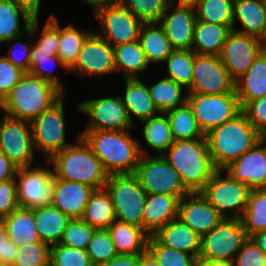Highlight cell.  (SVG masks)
Listing matches in <instances>:
<instances>
[{
    "mask_svg": "<svg viewBox=\"0 0 266 266\" xmlns=\"http://www.w3.org/2000/svg\"><path fill=\"white\" fill-rule=\"evenodd\" d=\"M79 136L109 175L134 173L141 155H148L126 131L84 130Z\"/></svg>",
    "mask_w": 266,
    "mask_h": 266,
    "instance_id": "obj_1",
    "label": "cell"
},
{
    "mask_svg": "<svg viewBox=\"0 0 266 266\" xmlns=\"http://www.w3.org/2000/svg\"><path fill=\"white\" fill-rule=\"evenodd\" d=\"M205 137L212 163L221 170L263 139L243 112L214 128Z\"/></svg>",
    "mask_w": 266,
    "mask_h": 266,
    "instance_id": "obj_2",
    "label": "cell"
},
{
    "mask_svg": "<svg viewBox=\"0 0 266 266\" xmlns=\"http://www.w3.org/2000/svg\"><path fill=\"white\" fill-rule=\"evenodd\" d=\"M163 157L178 172L182 184L190 193L200 192L217 170L206 138L174 141Z\"/></svg>",
    "mask_w": 266,
    "mask_h": 266,
    "instance_id": "obj_3",
    "label": "cell"
},
{
    "mask_svg": "<svg viewBox=\"0 0 266 266\" xmlns=\"http://www.w3.org/2000/svg\"><path fill=\"white\" fill-rule=\"evenodd\" d=\"M64 92L51 83L25 73L1 103L4 114L31 122L56 103Z\"/></svg>",
    "mask_w": 266,
    "mask_h": 266,
    "instance_id": "obj_4",
    "label": "cell"
},
{
    "mask_svg": "<svg viewBox=\"0 0 266 266\" xmlns=\"http://www.w3.org/2000/svg\"><path fill=\"white\" fill-rule=\"evenodd\" d=\"M55 178L86 184L95 190L105 188L109 174L91 148L79 136L76 145H69L49 160Z\"/></svg>",
    "mask_w": 266,
    "mask_h": 266,
    "instance_id": "obj_5",
    "label": "cell"
},
{
    "mask_svg": "<svg viewBox=\"0 0 266 266\" xmlns=\"http://www.w3.org/2000/svg\"><path fill=\"white\" fill-rule=\"evenodd\" d=\"M105 188L110 193L118 221L142 228L147 193L134 173L110 174Z\"/></svg>",
    "mask_w": 266,
    "mask_h": 266,
    "instance_id": "obj_6",
    "label": "cell"
},
{
    "mask_svg": "<svg viewBox=\"0 0 266 266\" xmlns=\"http://www.w3.org/2000/svg\"><path fill=\"white\" fill-rule=\"evenodd\" d=\"M221 173L222 170L217 169L200 193L222 217L241 219L251 189L246 183L234 180L228 174L223 178ZM229 210L234 212L230 216L227 215Z\"/></svg>",
    "mask_w": 266,
    "mask_h": 266,
    "instance_id": "obj_7",
    "label": "cell"
},
{
    "mask_svg": "<svg viewBox=\"0 0 266 266\" xmlns=\"http://www.w3.org/2000/svg\"><path fill=\"white\" fill-rule=\"evenodd\" d=\"M134 174L147 194L174 195L181 200L190 193L163 155H141Z\"/></svg>",
    "mask_w": 266,
    "mask_h": 266,
    "instance_id": "obj_8",
    "label": "cell"
},
{
    "mask_svg": "<svg viewBox=\"0 0 266 266\" xmlns=\"http://www.w3.org/2000/svg\"><path fill=\"white\" fill-rule=\"evenodd\" d=\"M187 102L204 135L242 112L236 93L206 95L188 92Z\"/></svg>",
    "mask_w": 266,
    "mask_h": 266,
    "instance_id": "obj_9",
    "label": "cell"
},
{
    "mask_svg": "<svg viewBox=\"0 0 266 266\" xmlns=\"http://www.w3.org/2000/svg\"><path fill=\"white\" fill-rule=\"evenodd\" d=\"M247 239L241 219L224 218L214 229L201 237L199 258L205 261L233 262Z\"/></svg>",
    "mask_w": 266,
    "mask_h": 266,
    "instance_id": "obj_10",
    "label": "cell"
},
{
    "mask_svg": "<svg viewBox=\"0 0 266 266\" xmlns=\"http://www.w3.org/2000/svg\"><path fill=\"white\" fill-rule=\"evenodd\" d=\"M64 95L49 109L30 122L34 149L42 151L48 161L71 143H65Z\"/></svg>",
    "mask_w": 266,
    "mask_h": 266,
    "instance_id": "obj_11",
    "label": "cell"
},
{
    "mask_svg": "<svg viewBox=\"0 0 266 266\" xmlns=\"http://www.w3.org/2000/svg\"><path fill=\"white\" fill-rule=\"evenodd\" d=\"M77 109L90 116L91 121L85 130L126 131L135 127L121 95L86 99L77 104Z\"/></svg>",
    "mask_w": 266,
    "mask_h": 266,
    "instance_id": "obj_12",
    "label": "cell"
},
{
    "mask_svg": "<svg viewBox=\"0 0 266 266\" xmlns=\"http://www.w3.org/2000/svg\"><path fill=\"white\" fill-rule=\"evenodd\" d=\"M30 122L0 116V152L4 153L17 168L31 167L34 158Z\"/></svg>",
    "mask_w": 266,
    "mask_h": 266,
    "instance_id": "obj_13",
    "label": "cell"
},
{
    "mask_svg": "<svg viewBox=\"0 0 266 266\" xmlns=\"http://www.w3.org/2000/svg\"><path fill=\"white\" fill-rule=\"evenodd\" d=\"M15 180L19 207L33 209L52 205L53 170L44 167L18 168Z\"/></svg>",
    "mask_w": 266,
    "mask_h": 266,
    "instance_id": "obj_14",
    "label": "cell"
},
{
    "mask_svg": "<svg viewBox=\"0 0 266 266\" xmlns=\"http://www.w3.org/2000/svg\"><path fill=\"white\" fill-rule=\"evenodd\" d=\"M187 91L206 95L236 93L235 82L219 56L195 53L192 84Z\"/></svg>",
    "mask_w": 266,
    "mask_h": 266,
    "instance_id": "obj_15",
    "label": "cell"
},
{
    "mask_svg": "<svg viewBox=\"0 0 266 266\" xmlns=\"http://www.w3.org/2000/svg\"><path fill=\"white\" fill-rule=\"evenodd\" d=\"M95 15L102 27L98 35L112 47L138 41L144 23L122 4L98 9Z\"/></svg>",
    "mask_w": 266,
    "mask_h": 266,
    "instance_id": "obj_16",
    "label": "cell"
},
{
    "mask_svg": "<svg viewBox=\"0 0 266 266\" xmlns=\"http://www.w3.org/2000/svg\"><path fill=\"white\" fill-rule=\"evenodd\" d=\"M262 51L260 39L232 30L223 44L219 57L230 78L236 82L248 71Z\"/></svg>",
    "mask_w": 266,
    "mask_h": 266,
    "instance_id": "obj_17",
    "label": "cell"
},
{
    "mask_svg": "<svg viewBox=\"0 0 266 266\" xmlns=\"http://www.w3.org/2000/svg\"><path fill=\"white\" fill-rule=\"evenodd\" d=\"M69 72H76L83 76H102L116 72L113 47L98 33H91Z\"/></svg>",
    "mask_w": 266,
    "mask_h": 266,
    "instance_id": "obj_18",
    "label": "cell"
},
{
    "mask_svg": "<svg viewBox=\"0 0 266 266\" xmlns=\"http://www.w3.org/2000/svg\"><path fill=\"white\" fill-rule=\"evenodd\" d=\"M222 171H227L232 179L246 183L251 190L266 189V141L260 140Z\"/></svg>",
    "mask_w": 266,
    "mask_h": 266,
    "instance_id": "obj_19",
    "label": "cell"
},
{
    "mask_svg": "<svg viewBox=\"0 0 266 266\" xmlns=\"http://www.w3.org/2000/svg\"><path fill=\"white\" fill-rule=\"evenodd\" d=\"M169 10H173L169 14ZM195 8L170 3L158 22L164 29L173 50H192Z\"/></svg>",
    "mask_w": 266,
    "mask_h": 266,
    "instance_id": "obj_20",
    "label": "cell"
},
{
    "mask_svg": "<svg viewBox=\"0 0 266 266\" xmlns=\"http://www.w3.org/2000/svg\"><path fill=\"white\" fill-rule=\"evenodd\" d=\"M178 218L201 237L224 219L200 192L189 193L180 200Z\"/></svg>",
    "mask_w": 266,
    "mask_h": 266,
    "instance_id": "obj_21",
    "label": "cell"
},
{
    "mask_svg": "<svg viewBox=\"0 0 266 266\" xmlns=\"http://www.w3.org/2000/svg\"><path fill=\"white\" fill-rule=\"evenodd\" d=\"M94 188L54 177L52 205L70 219H81Z\"/></svg>",
    "mask_w": 266,
    "mask_h": 266,
    "instance_id": "obj_22",
    "label": "cell"
},
{
    "mask_svg": "<svg viewBox=\"0 0 266 266\" xmlns=\"http://www.w3.org/2000/svg\"><path fill=\"white\" fill-rule=\"evenodd\" d=\"M180 199L168 194H147L142 218V228L153 236L168 222L178 218Z\"/></svg>",
    "mask_w": 266,
    "mask_h": 266,
    "instance_id": "obj_23",
    "label": "cell"
},
{
    "mask_svg": "<svg viewBox=\"0 0 266 266\" xmlns=\"http://www.w3.org/2000/svg\"><path fill=\"white\" fill-rule=\"evenodd\" d=\"M153 237L162 245L199 258L201 236L180 220V218L168 222Z\"/></svg>",
    "mask_w": 266,
    "mask_h": 266,
    "instance_id": "obj_24",
    "label": "cell"
},
{
    "mask_svg": "<svg viewBox=\"0 0 266 266\" xmlns=\"http://www.w3.org/2000/svg\"><path fill=\"white\" fill-rule=\"evenodd\" d=\"M237 22L244 29H236ZM233 30L262 40L266 30V0H234Z\"/></svg>",
    "mask_w": 266,
    "mask_h": 266,
    "instance_id": "obj_25",
    "label": "cell"
},
{
    "mask_svg": "<svg viewBox=\"0 0 266 266\" xmlns=\"http://www.w3.org/2000/svg\"><path fill=\"white\" fill-rule=\"evenodd\" d=\"M233 26L196 20L192 51L197 55L220 56L223 44Z\"/></svg>",
    "mask_w": 266,
    "mask_h": 266,
    "instance_id": "obj_26",
    "label": "cell"
},
{
    "mask_svg": "<svg viewBox=\"0 0 266 266\" xmlns=\"http://www.w3.org/2000/svg\"><path fill=\"white\" fill-rule=\"evenodd\" d=\"M235 91L243 108L266 95V51H262L248 71L235 82Z\"/></svg>",
    "mask_w": 266,
    "mask_h": 266,
    "instance_id": "obj_27",
    "label": "cell"
},
{
    "mask_svg": "<svg viewBox=\"0 0 266 266\" xmlns=\"http://www.w3.org/2000/svg\"><path fill=\"white\" fill-rule=\"evenodd\" d=\"M33 215L41 242L59 244L71 219L53 205L33 208Z\"/></svg>",
    "mask_w": 266,
    "mask_h": 266,
    "instance_id": "obj_28",
    "label": "cell"
},
{
    "mask_svg": "<svg viewBox=\"0 0 266 266\" xmlns=\"http://www.w3.org/2000/svg\"><path fill=\"white\" fill-rule=\"evenodd\" d=\"M108 231L118 254L135 255L147 250L150 235L137 225L115 220Z\"/></svg>",
    "mask_w": 266,
    "mask_h": 266,
    "instance_id": "obj_29",
    "label": "cell"
},
{
    "mask_svg": "<svg viewBox=\"0 0 266 266\" xmlns=\"http://www.w3.org/2000/svg\"><path fill=\"white\" fill-rule=\"evenodd\" d=\"M125 82L126 88L122 100L130 121L135 124L131 114L135 115L140 121L157 116L159 111L149 95L148 87L139 78L125 79Z\"/></svg>",
    "mask_w": 266,
    "mask_h": 266,
    "instance_id": "obj_30",
    "label": "cell"
},
{
    "mask_svg": "<svg viewBox=\"0 0 266 266\" xmlns=\"http://www.w3.org/2000/svg\"><path fill=\"white\" fill-rule=\"evenodd\" d=\"M9 239L17 246L41 242L36 229L33 209L17 208L10 215L4 216Z\"/></svg>",
    "mask_w": 266,
    "mask_h": 266,
    "instance_id": "obj_31",
    "label": "cell"
},
{
    "mask_svg": "<svg viewBox=\"0 0 266 266\" xmlns=\"http://www.w3.org/2000/svg\"><path fill=\"white\" fill-rule=\"evenodd\" d=\"M81 219L96 230L108 229L117 220L112 197L106 188L94 190Z\"/></svg>",
    "mask_w": 266,
    "mask_h": 266,
    "instance_id": "obj_32",
    "label": "cell"
},
{
    "mask_svg": "<svg viewBox=\"0 0 266 266\" xmlns=\"http://www.w3.org/2000/svg\"><path fill=\"white\" fill-rule=\"evenodd\" d=\"M147 62H161L172 53L173 48L159 23H144L138 39Z\"/></svg>",
    "mask_w": 266,
    "mask_h": 266,
    "instance_id": "obj_33",
    "label": "cell"
},
{
    "mask_svg": "<svg viewBox=\"0 0 266 266\" xmlns=\"http://www.w3.org/2000/svg\"><path fill=\"white\" fill-rule=\"evenodd\" d=\"M113 50L115 69L123 72L124 79L139 78L137 73L149 67L139 41L115 46Z\"/></svg>",
    "mask_w": 266,
    "mask_h": 266,
    "instance_id": "obj_34",
    "label": "cell"
},
{
    "mask_svg": "<svg viewBox=\"0 0 266 266\" xmlns=\"http://www.w3.org/2000/svg\"><path fill=\"white\" fill-rule=\"evenodd\" d=\"M20 16L26 31L33 18L15 0H0V44L23 34Z\"/></svg>",
    "mask_w": 266,
    "mask_h": 266,
    "instance_id": "obj_35",
    "label": "cell"
},
{
    "mask_svg": "<svg viewBox=\"0 0 266 266\" xmlns=\"http://www.w3.org/2000/svg\"><path fill=\"white\" fill-rule=\"evenodd\" d=\"M174 141L206 138L194 116L192 107L186 102L166 112Z\"/></svg>",
    "mask_w": 266,
    "mask_h": 266,
    "instance_id": "obj_36",
    "label": "cell"
},
{
    "mask_svg": "<svg viewBox=\"0 0 266 266\" xmlns=\"http://www.w3.org/2000/svg\"><path fill=\"white\" fill-rule=\"evenodd\" d=\"M144 123L143 136L147 145L157 150L156 155H163L173 144L171 125L166 113L141 121Z\"/></svg>",
    "mask_w": 266,
    "mask_h": 266,
    "instance_id": "obj_37",
    "label": "cell"
},
{
    "mask_svg": "<svg viewBox=\"0 0 266 266\" xmlns=\"http://www.w3.org/2000/svg\"><path fill=\"white\" fill-rule=\"evenodd\" d=\"M148 89L159 113H166L187 102V96H182L184 87L168 77L159 80Z\"/></svg>",
    "mask_w": 266,
    "mask_h": 266,
    "instance_id": "obj_38",
    "label": "cell"
},
{
    "mask_svg": "<svg viewBox=\"0 0 266 266\" xmlns=\"http://www.w3.org/2000/svg\"><path fill=\"white\" fill-rule=\"evenodd\" d=\"M241 220L248 238L266 230V189L250 191Z\"/></svg>",
    "mask_w": 266,
    "mask_h": 266,
    "instance_id": "obj_39",
    "label": "cell"
},
{
    "mask_svg": "<svg viewBox=\"0 0 266 266\" xmlns=\"http://www.w3.org/2000/svg\"><path fill=\"white\" fill-rule=\"evenodd\" d=\"M30 28L33 36V46L31 48L30 57H43L50 55H57L58 43H59V23L55 15H51L44 28L42 34L38 40V19H33Z\"/></svg>",
    "mask_w": 266,
    "mask_h": 266,
    "instance_id": "obj_40",
    "label": "cell"
},
{
    "mask_svg": "<svg viewBox=\"0 0 266 266\" xmlns=\"http://www.w3.org/2000/svg\"><path fill=\"white\" fill-rule=\"evenodd\" d=\"M91 33L92 31H80L74 28L72 24H68L62 29L59 25L57 55L68 69L76 62L85 40Z\"/></svg>",
    "mask_w": 266,
    "mask_h": 266,
    "instance_id": "obj_41",
    "label": "cell"
},
{
    "mask_svg": "<svg viewBox=\"0 0 266 266\" xmlns=\"http://www.w3.org/2000/svg\"><path fill=\"white\" fill-rule=\"evenodd\" d=\"M234 0H200L195 6L196 18L203 22L233 26Z\"/></svg>",
    "mask_w": 266,
    "mask_h": 266,
    "instance_id": "obj_42",
    "label": "cell"
},
{
    "mask_svg": "<svg viewBox=\"0 0 266 266\" xmlns=\"http://www.w3.org/2000/svg\"><path fill=\"white\" fill-rule=\"evenodd\" d=\"M165 61L168 69L166 77L187 90L192 84L194 52L192 50H173Z\"/></svg>",
    "mask_w": 266,
    "mask_h": 266,
    "instance_id": "obj_43",
    "label": "cell"
},
{
    "mask_svg": "<svg viewBox=\"0 0 266 266\" xmlns=\"http://www.w3.org/2000/svg\"><path fill=\"white\" fill-rule=\"evenodd\" d=\"M87 253L93 266H101L118 255L108 229L95 230Z\"/></svg>",
    "mask_w": 266,
    "mask_h": 266,
    "instance_id": "obj_44",
    "label": "cell"
},
{
    "mask_svg": "<svg viewBox=\"0 0 266 266\" xmlns=\"http://www.w3.org/2000/svg\"><path fill=\"white\" fill-rule=\"evenodd\" d=\"M171 0H123L122 5L143 23H158Z\"/></svg>",
    "mask_w": 266,
    "mask_h": 266,
    "instance_id": "obj_45",
    "label": "cell"
},
{
    "mask_svg": "<svg viewBox=\"0 0 266 266\" xmlns=\"http://www.w3.org/2000/svg\"><path fill=\"white\" fill-rule=\"evenodd\" d=\"M147 250L155 257L159 266H192L196 257L160 244L149 237Z\"/></svg>",
    "mask_w": 266,
    "mask_h": 266,
    "instance_id": "obj_46",
    "label": "cell"
},
{
    "mask_svg": "<svg viewBox=\"0 0 266 266\" xmlns=\"http://www.w3.org/2000/svg\"><path fill=\"white\" fill-rule=\"evenodd\" d=\"M50 250L51 246L44 242L19 246L11 266H50Z\"/></svg>",
    "mask_w": 266,
    "mask_h": 266,
    "instance_id": "obj_47",
    "label": "cell"
},
{
    "mask_svg": "<svg viewBox=\"0 0 266 266\" xmlns=\"http://www.w3.org/2000/svg\"><path fill=\"white\" fill-rule=\"evenodd\" d=\"M50 266H93L87 250L61 243L51 246Z\"/></svg>",
    "mask_w": 266,
    "mask_h": 266,
    "instance_id": "obj_48",
    "label": "cell"
},
{
    "mask_svg": "<svg viewBox=\"0 0 266 266\" xmlns=\"http://www.w3.org/2000/svg\"><path fill=\"white\" fill-rule=\"evenodd\" d=\"M95 230L82 219H71L64 230L60 243L69 247L87 250Z\"/></svg>",
    "mask_w": 266,
    "mask_h": 266,
    "instance_id": "obj_49",
    "label": "cell"
},
{
    "mask_svg": "<svg viewBox=\"0 0 266 266\" xmlns=\"http://www.w3.org/2000/svg\"><path fill=\"white\" fill-rule=\"evenodd\" d=\"M30 70L29 74L39 77L40 79L47 81L54 85L57 89L61 92L63 90V85L60 84L59 80L52 75L53 69L50 67L49 64H57L60 67L66 69L69 72V69L65 66L62 60L59 58L58 55H50V56H43V57H30Z\"/></svg>",
    "mask_w": 266,
    "mask_h": 266,
    "instance_id": "obj_50",
    "label": "cell"
},
{
    "mask_svg": "<svg viewBox=\"0 0 266 266\" xmlns=\"http://www.w3.org/2000/svg\"><path fill=\"white\" fill-rule=\"evenodd\" d=\"M27 33V41L26 43H23L22 41V37L23 34L16 36L14 38H12L11 40L7 41L9 44H13L14 47L17 45L20 47L19 49V54L15 51V49L11 48V50L9 51V54L7 56H5L14 66L20 68L21 70H23L25 73H28L30 70V53H31V48L29 44H33L30 43V41H33V36H32V30L29 27L26 30ZM32 39V40H31ZM17 40V41H16Z\"/></svg>",
    "mask_w": 266,
    "mask_h": 266,
    "instance_id": "obj_51",
    "label": "cell"
},
{
    "mask_svg": "<svg viewBox=\"0 0 266 266\" xmlns=\"http://www.w3.org/2000/svg\"><path fill=\"white\" fill-rule=\"evenodd\" d=\"M24 74L23 70L14 66L4 55L0 56V104Z\"/></svg>",
    "mask_w": 266,
    "mask_h": 266,
    "instance_id": "obj_52",
    "label": "cell"
},
{
    "mask_svg": "<svg viewBox=\"0 0 266 266\" xmlns=\"http://www.w3.org/2000/svg\"><path fill=\"white\" fill-rule=\"evenodd\" d=\"M233 263L234 266H266V254L256 246L251 238H248L236 254Z\"/></svg>",
    "mask_w": 266,
    "mask_h": 266,
    "instance_id": "obj_53",
    "label": "cell"
},
{
    "mask_svg": "<svg viewBox=\"0 0 266 266\" xmlns=\"http://www.w3.org/2000/svg\"><path fill=\"white\" fill-rule=\"evenodd\" d=\"M242 112L261 135L266 132V95L247 103Z\"/></svg>",
    "mask_w": 266,
    "mask_h": 266,
    "instance_id": "obj_54",
    "label": "cell"
},
{
    "mask_svg": "<svg viewBox=\"0 0 266 266\" xmlns=\"http://www.w3.org/2000/svg\"><path fill=\"white\" fill-rule=\"evenodd\" d=\"M19 208L15 179L0 182V218Z\"/></svg>",
    "mask_w": 266,
    "mask_h": 266,
    "instance_id": "obj_55",
    "label": "cell"
},
{
    "mask_svg": "<svg viewBox=\"0 0 266 266\" xmlns=\"http://www.w3.org/2000/svg\"><path fill=\"white\" fill-rule=\"evenodd\" d=\"M18 247L9 239L3 218H0V264L11 266L17 256Z\"/></svg>",
    "mask_w": 266,
    "mask_h": 266,
    "instance_id": "obj_56",
    "label": "cell"
},
{
    "mask_svg": "<svg viewBox=\"0 0 266 266\" xmlns=\"http://www.w3.org/2000/svg\"><path fill=\"white\" fill-rule=\"evenodd\" d=\"M17 169L10 159L0 152V182L15 179Z\"/></svg>",
    "mask_w": 266,
    "mask_h": 266,
    "instance_id": "obj_57",
    "label": "cell"
},
{
    "mask_svg": "<svg viewBox=\"0 0 266 266\" xmlns=\"http://www.w3.org/2000/svg\"><path fill=\"white\" fill-rule=\"evenodd\" d=\"M101 266H139V254H118Z\"/></svg>",
    "mask_w": 266,
    "mask_h": 266,
    "instance_id": "obj_58",
    "label": "cell"
},
{
    "mask_svg": "<svg viewBox=\"0 0 266 266\" xmlns=\"http://www.w3.org/2000/svg\"><path fill=\"white\" fill-rule=\"evenodd\" d=\"M33 19H38V9L41 0H15Z\"/></svg>",
    "mask_w": 266,
    "mask_h": 266,
    "instance_id": "obj_59",
    "label": "cell"
},
{
    "mask_svg": "<svg viewBox=\"0 0 266 266\" xmlns=\"http://www.w3.org/2000/svg\"><path fill=\"white\" fill-rule=\"evenodd\" d=\"M88 5L93 6L94 13L103 7L118 6L122 4L123 0H83Z\"/></svg>",
    "mask_w": 266,
    "mask_h": 266,
    "instance_id": "obj_60",
    "label": "cell"
},
{
    "mask_svg": "<svg viewBox=\"0 0 266 266\" xmlns=\"http://www.w3.org/2000/svg\"><path fill=\"white\" fill-rule=\"evenodd\" d=\"M139 266H159L155 257L146 250L145 252L139 254Z\"/></svg>",
    "mask_w": 266,
    "mask_h": 266,
    "instance_id": "obj_61",
    "label": "cell"
},
{
    "mask_svg": "<svg viewBox=\"0 0 266 266\" xmlns=\"http://www.w3.org/2000/svg\"><path fill=\"white\" fill-rule=\"evenodd\" d=\"M256 246L266 254V230L256 233L250 237Z\"/></svg>",
    "mask_w": 266,
    "mask_h": 266,
    "instance_id": "obj_62",
    "label": "cell"
},
{
    "mask_svg": "<svg viewBox=\"0 0 266 266\" xmlns=\"http://www.w3.org/2000/svg\"><path fill=\"white\" fill-rule=\"evenodd\" d=\"M178 6H186V7H193L200 2V0H176ZM171 3L174 4V0H171Z\"/></svg>",
    "mask_w": 266,
    "mask_h": 266,
    "instance_id": "obj_63",
    "label": "cell"
},
{
    "mask_svg": "<svg viewBox=\"0 0 266 266\" xmlns=\"http://www.w3.org/2000/svg\"><path fill=\"white\" fill-rule=\"evenodd\" d=\"M211 266H234V263L227 260H214L211 261Z\"/></svg>",
    "mask_w": 266,
    "mask_h": 266,
    "instance_id": "obj_64",
    "label": "cell"
},
{
    "mask_svg": "<svg viewBox=\"0 0 266 266\" xmlns=\"http://www.w3.org/2000/svg\"><path fill=\"white\" fill-rule=\"evenodd\" d=\"M192 266H211V261H205L200 258H196Z\"/></svg>",
    "mask_w": 266,
    "mask_h": 266,
    "instance_id": "obj_65",
    "label": "cell"
},
{
    "mask_svg": "<svg viewBox=\"0 0 266 266\" xmlns=\"http://www.w3.org/2000/svg\"><path fill=\"white\" fill-rule=\"evenodd\" d=\"M261 42L263 45V50L266 51V30H265L264 37L262 38Z\"/></svg>",
    "mask_w": 266,
    "mask_h": 266,
    "instance_id": "obj_66",
    "label": "cell"
},
{
    "mask_svg": "<svg viewBox=\"0 0 266 266\" xmlns=\"http://www.w3.org/2000/svg\"><path fill=\"white\" fill-rule=\"evenodd\" d=\"M262 136H263V140L266 141V132Z\"/></svg>",
    "mask_w": 266,
    "mask_h": 266,
    "instance_id": "obj_67",
    "label": "cell"
}]
</instances>
